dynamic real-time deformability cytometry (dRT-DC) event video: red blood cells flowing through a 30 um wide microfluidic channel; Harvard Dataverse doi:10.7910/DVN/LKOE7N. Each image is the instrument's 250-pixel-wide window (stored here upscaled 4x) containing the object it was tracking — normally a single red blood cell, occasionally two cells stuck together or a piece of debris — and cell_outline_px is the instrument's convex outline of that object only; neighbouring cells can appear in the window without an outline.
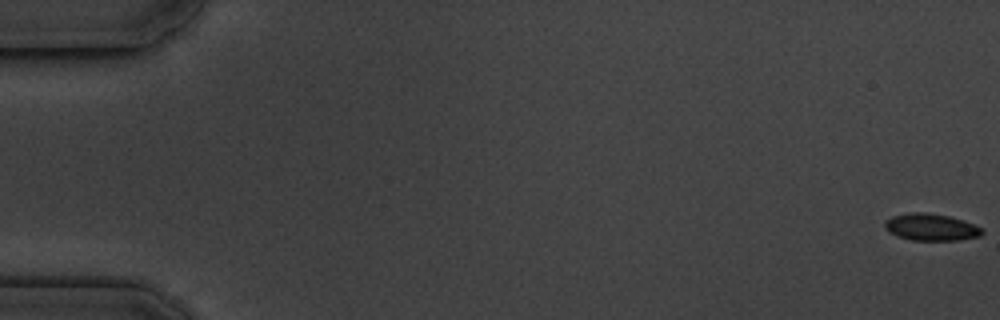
{"species": "common noctule bat (a hibernating species)", "species_latin": "Nyctalus noctula", "temperature_condition": "cold", "stored_images_in_passage": 6, "camera_frame_rate_fps": 3000, "um_per_image_px": 0.085, "animal": {"sex": "male", "body_mass_g": 19.5, "forearm_length_mm": 54.6}, "frame": {"image": 1, "passage_image": 1, "time_ms": 0.0, "image_size_px": [1000, 320], "cell_outline_px": [[984, 232], [980, 236], [960, 240], [912, 240], [896, 236], [888, 232], [884, 228], [884, 220], [892, 216], [912, 212], [924, 212], [948, 216], [964, 220], [980, 228]], "centroid_in_image_um": [79.09, 19.31], "position_along_channel_um": 5.9, "area_um2": 15.32}}
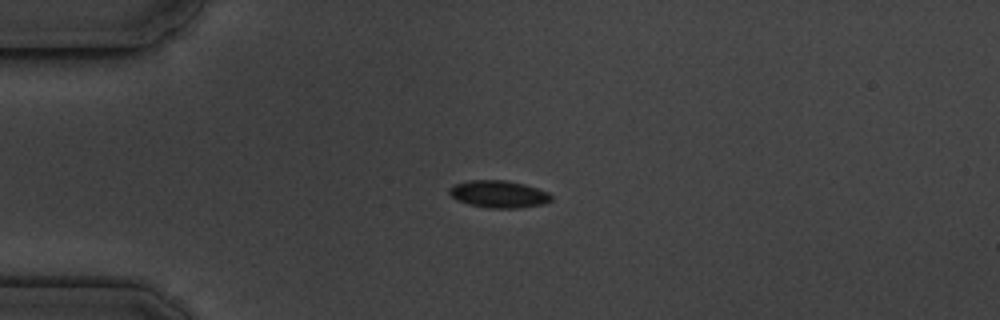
{"frame": {"image": 2, "passage_image": 5, "time_ms": 4.667, "image_size_px": [1000, 320], "cell_outline_px": [[552, 200], [544, 204], [520, 208], [488, 208], [468, 204], [456, 200], [448, 192], [448, 188], [452, 184], [468, 180], [504, 180], [524, 184], [548, 192], [552, 196]], "centroid_in_image_um": [42.36, 16.5], "position_along_channel_um": 42.6, "area_um2": 16.36}}